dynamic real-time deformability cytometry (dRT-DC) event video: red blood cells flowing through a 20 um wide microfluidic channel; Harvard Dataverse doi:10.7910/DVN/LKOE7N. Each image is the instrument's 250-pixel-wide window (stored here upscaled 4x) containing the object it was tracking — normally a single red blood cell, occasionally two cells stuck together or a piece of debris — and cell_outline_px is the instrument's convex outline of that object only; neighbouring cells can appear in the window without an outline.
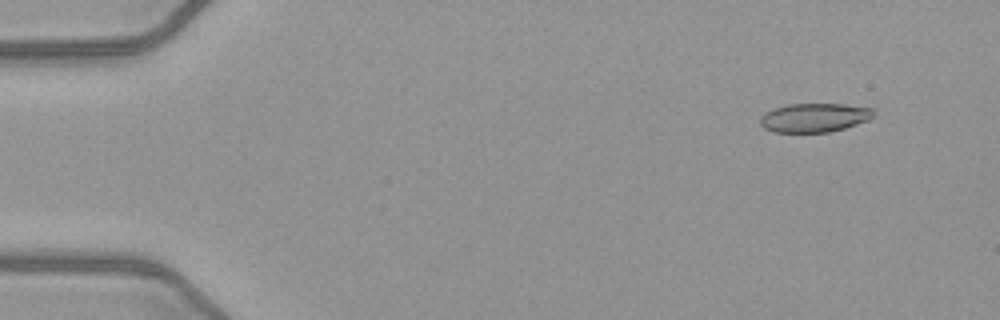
{"species": "common noctule bat (a hibernating species)", "species_latin": "Nyctalus noctula", "temperature_condition": "warm", "stored_images_in_passage": 47, "camera_frame_rate_fps": 3000, "um_per_image_px": 0.085, "animal": {"sex": "female", "body_mass_g": 21.9}, "frame": {"image": 1, "passage_image": 5, "time_ms": 1.333, "image_size_px": [1000, 320], "cell_outline_px": [[868, 116], [864, 120], [840, 128], [824, 132], [776, 132], [768, 128], [764, 124], [764, 116], [768, 112], [776, 108], [796, 104], [836, 104], [868, 108]], "centroid_in_image_um": [69.15, 10.0], "position_along_channel_um": 15.9, "area_um2": 17.34}}
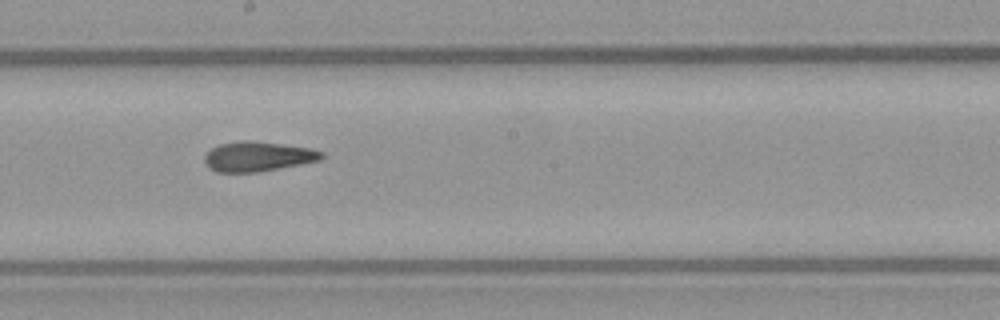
{"frame": {"image": 2, "passage_image": 29, "time_ms": 9.333, "image_size_px": [1000, 320], "cell_outline_px": [[324, 156], [316, 160], [296, 164], [252, 172], [220, 172], [212, 168], [208, 164], [208, 152], [212, 148], [224, 144], [276, 144], [304, 148], [320, 152]], "centroid_in_image_um": [21.91, 13.35], "position_along_channel_um": 226.3, "area_um2": 17.92}}
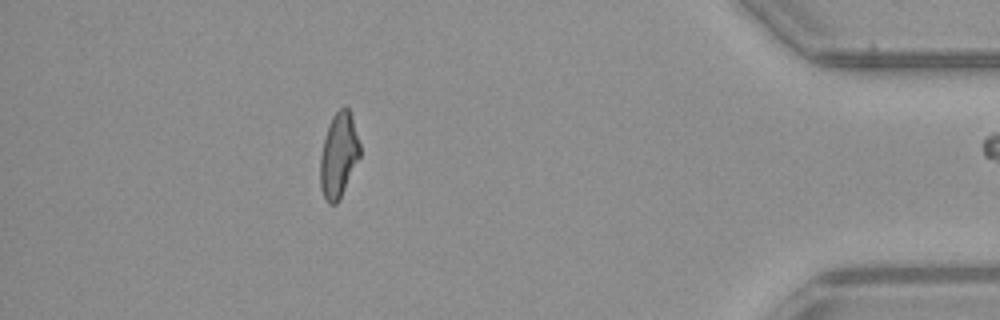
{"frame": {"image": 3, "passage_image": 46, "time_ms": 15.0, "image_size_px": [1000, 320], "cell_outline_px": [[360, 156], [336, 204], [332, 204], [324, 196], [320, 184], [320, 160], [324, 140], [328, 128], [336, 112], [340, 108], [348, 108], [360, 144]], "centroid_in_image_um": [28.78, 13.2], "position_along_channel_um": 406.4, "area_um2": 18.67}}